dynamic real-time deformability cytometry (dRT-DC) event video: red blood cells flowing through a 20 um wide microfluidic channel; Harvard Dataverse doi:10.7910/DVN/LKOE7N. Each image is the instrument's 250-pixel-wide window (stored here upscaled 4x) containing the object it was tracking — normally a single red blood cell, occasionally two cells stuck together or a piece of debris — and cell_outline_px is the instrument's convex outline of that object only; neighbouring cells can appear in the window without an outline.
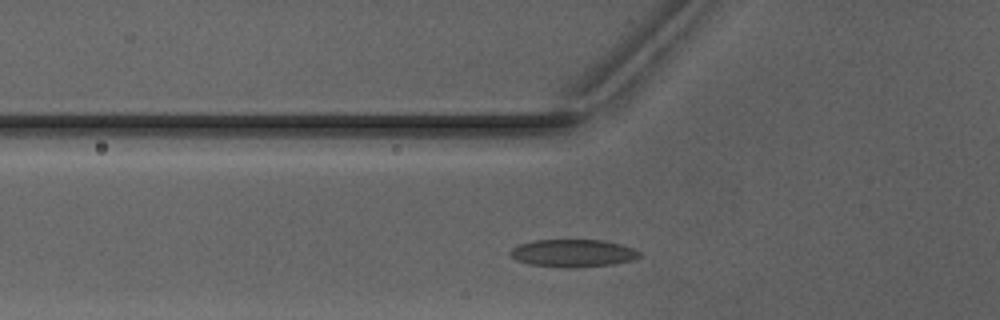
{"species": "Egyptian fruit bat (a non-hibernating species)", "species_latin": "Rousettus aegyptiacus", "temperature_condition": "warm", "stored_images_in_passage": 28, "camera_frame_rate_fps": 3000, "um_per_image_px": 0.085, "animal": {"sex": "male"}, "frame": {"image": 1, "passage_image": 5, "time_ms": 1.333, "image_size_px": [1000, 320], "cell_outline_px": [[640, 256], [632, 260], [612, 264], [532, 264], [516, 260], [508, 252], [512, 248], [520, 244], [532, 240], [604, 240], [636, 248], [640, 252]], "centroid_in_image_um": [48.73, 21.44], "position_along_channel_um": 77.1, "area_um2": 19.54}}
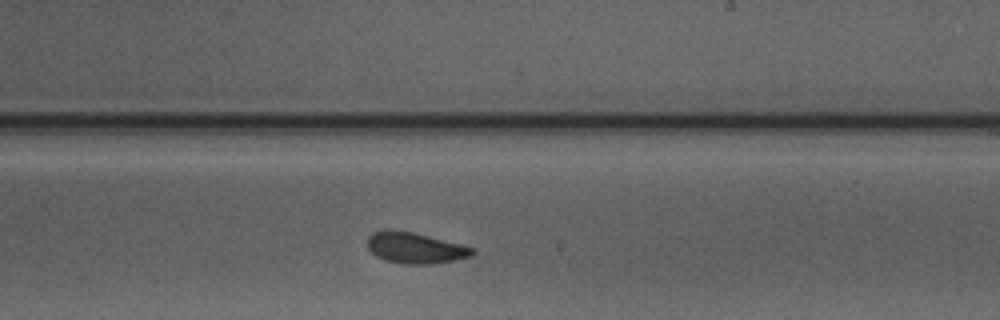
{"frame": {"image": 2, "passage_image": 18, "time_ms": 5.667, "image_size_px": [1000, 320], "cell_outline_px": [[476, 252], [472, 256], [456, 260], [432, 264], [404, 264], [384, 260], [376, 256], [368, 248], [368, 236], [372, 232], [384, 228], [412, 232], [476, 248]], "centroid_in_image_um": [35.28, 21.07], "position_along_channel_um": 253.7, "area_um2": 19.13}}
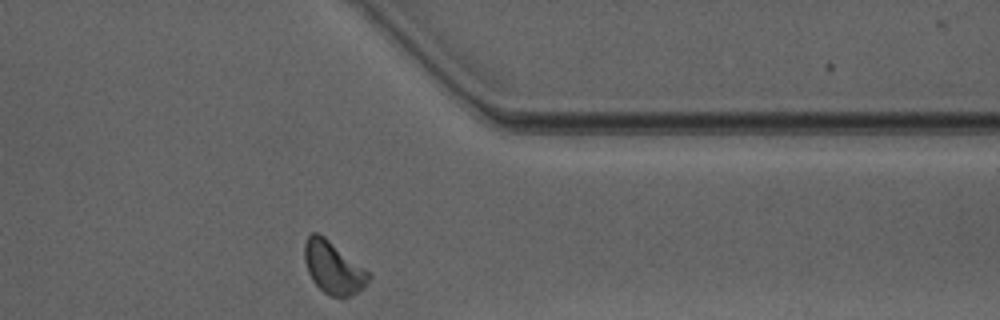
{"frame": {"image": 3, "passage_image": 28, "time_ms": 9.0, "image_size_px": [1000, 320], "cell_outline_px": [[372, 276], [364, 288], [348, 296], [332, 296], [324, 292], [312, 280], [308, 272], [304, 260], [304, 244], [308, 236], [312, 232], [316, 232], [324, 236], [368, 272]], "centroid_in_image_um": [28.3, 22.74], "position_along_channel_um": 383.1, "area_um2": 19.13}, "authors_computed_cell_mechanics": {"area_um2": 19.1029, "velocity_mm_per_s": 4.0744, "shape_relaxation_time_tau1_ms": 2.8275, "shape_relaxation_time_tau2_ms": 1.8139, "deformation_change_tau1": 0.1353, "deformation_change_tau2": 0.0787}}